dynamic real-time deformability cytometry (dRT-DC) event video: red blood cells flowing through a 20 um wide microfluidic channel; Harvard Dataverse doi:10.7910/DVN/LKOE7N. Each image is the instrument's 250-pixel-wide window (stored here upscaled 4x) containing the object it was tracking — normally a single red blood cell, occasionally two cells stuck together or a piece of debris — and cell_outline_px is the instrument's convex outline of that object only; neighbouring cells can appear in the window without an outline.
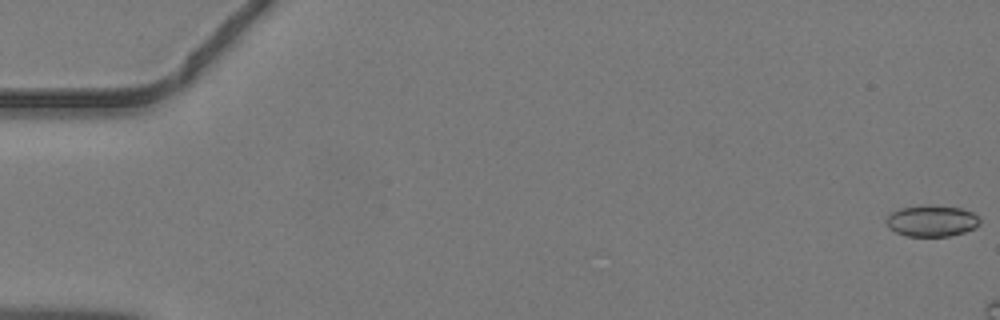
{"species": "common noctule bat (a hibernating species)", "species_latin": "Nyctalus noctula", "temperature_condition": "warm", "stored_images_in_passage": 14, "camera_frame_rate_fps": 3000, "um_per_image_px": 0.085, "animal": {"sex": "male", "body_mass_g": 19.2, "forearm_length_mm": 51.8}, "frame": {"image": 1, "passage_image": 1, "time_ms": 0.0, "image_size_px": [1000, 320], "cell_outline_px": [[980, 224], [976, 228], [964, 232], [948, 236], [908, 236], [896, 232], [888, 228], [888, 216], [892, 212], [900, 208], [928, 204], [960, 208], [972, 212], [980, 216]], "centroid_in_image_um": [79.24, 18.77], "position_along_channel_um": 5.8, "area_um2": 17.11}}